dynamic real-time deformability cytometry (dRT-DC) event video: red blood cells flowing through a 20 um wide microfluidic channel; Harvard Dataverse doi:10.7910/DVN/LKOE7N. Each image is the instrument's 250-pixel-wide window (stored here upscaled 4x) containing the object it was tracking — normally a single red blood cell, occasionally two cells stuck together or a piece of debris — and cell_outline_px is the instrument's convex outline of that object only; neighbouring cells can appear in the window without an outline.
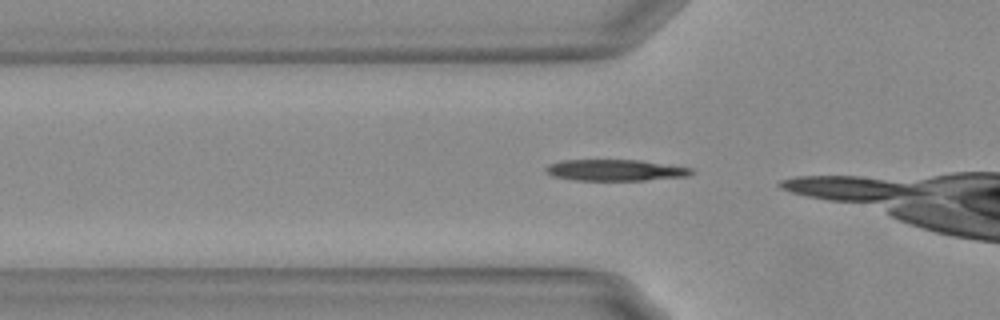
{"species": "Egyptian fruit bat (a non-hibernating species)", "species_latin": "Rousettus aegyptiacus", "temperature_condition": "warm", "stored_images_in_passage": 5, "camera_frame_rate_fps": 3000, "um_per_image_px": 0.085, "animal": {"sex": "female"}, "frame": {"image": 1, "passage_image": 2, "time_ms": 0.333, "image_size_px": [1000, 320], "cell_outline_px": [[692, 172], [688, 176], [644, 180], [576, 180], [552, 176], [544, 172], [544, 168], [548, 164], [560, 160], [640, 160], [692, 168]], "centroid_in_image_um": [52.23, 14.46], "position_along_channel_um": 73.6, "area_um2": 18.03}}